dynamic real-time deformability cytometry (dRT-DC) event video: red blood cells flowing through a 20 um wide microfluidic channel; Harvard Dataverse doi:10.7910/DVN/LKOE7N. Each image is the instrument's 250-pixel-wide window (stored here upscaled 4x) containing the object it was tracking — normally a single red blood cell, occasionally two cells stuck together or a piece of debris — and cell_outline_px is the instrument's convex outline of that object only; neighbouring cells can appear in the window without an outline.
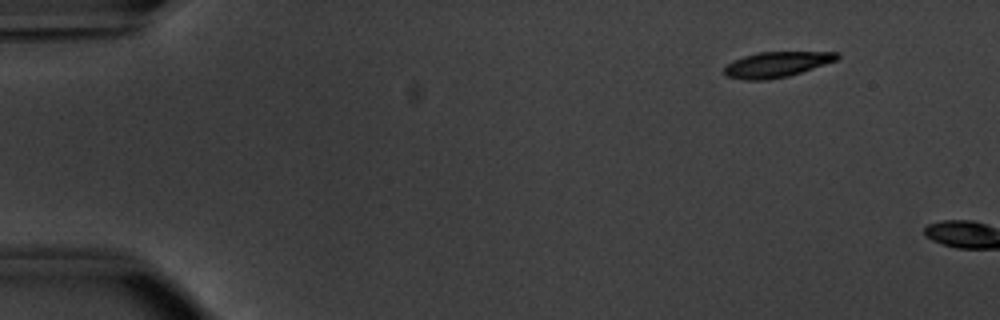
{"species": "common noctule bat (a hibernating species)", "species_latin": "Nyctalus noctula", "temperature_condition": "warm", "stored_images_in_passage": 8, "camera_frame_rate_fps": 3000, "um_per_image_px": 0.085, "animal": {"sex": "male", "body_mass_g": 20.1, "forearm_length_mm": 53.5}, "frame": {"image": 1, "passage_image": 1, "time_ms": 0.0, "image_size_px": [1000, 320], "cell_outline_px": [[840, 56], [836, 60], [788, 76], [768, 80], [744, 80], [724, 76], [724, 68], [728, 64], [744, 56], [756, 52], [836, 52]], "centroid_in_image_um": [65.96, 5.49], "position_along_channel_um": 19.0, "area_um2": 16.53}}